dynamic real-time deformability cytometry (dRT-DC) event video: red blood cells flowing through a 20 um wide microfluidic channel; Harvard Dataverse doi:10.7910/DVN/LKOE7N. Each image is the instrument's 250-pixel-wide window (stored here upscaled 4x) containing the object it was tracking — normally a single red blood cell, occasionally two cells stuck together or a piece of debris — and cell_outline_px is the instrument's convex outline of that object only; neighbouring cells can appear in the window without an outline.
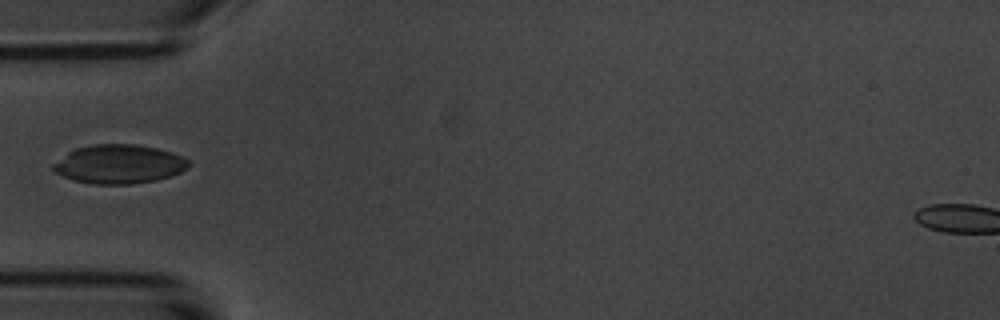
{"species": "common noctule bat (a hibernating species)", "species_latin": "Nyctalus noctula", "temperature_condition": "room temperature", "stored_images_in_passage": 5, "camera_frame_rate_fps": 3000, "um_per_image_px": 0.085, "animal": {"sex": "male", "body_mass_g": 20.1, "forearm_length_mm": 53.5}, "frame": {"image": 1, "passage_image": 4, "time_ms": 3.667, "image_size_px": [1000, 320], "cell_outline_px": [[192, 164], [188, 168], [172, 176], [156, 180], [132, 184], [92, 184], [72, 180], [56, 172], [52, 168], [52, 164], [68, 152], [76, 148], [92, 144], [136, 144], [156, 148], [172, 152], [188, 160]], "centroid_in_image_um": [10.13, 13.95], "position_along_channel_um": 74.9, "area_um2": 30.81}}